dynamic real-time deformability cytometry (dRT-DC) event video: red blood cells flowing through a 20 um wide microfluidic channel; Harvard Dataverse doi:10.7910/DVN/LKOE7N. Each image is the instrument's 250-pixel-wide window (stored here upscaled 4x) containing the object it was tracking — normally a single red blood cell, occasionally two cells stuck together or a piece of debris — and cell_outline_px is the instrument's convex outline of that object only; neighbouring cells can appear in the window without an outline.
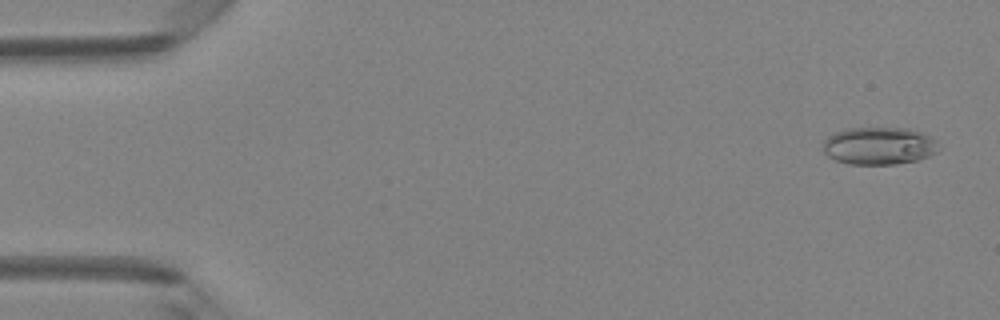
{"species": "Egyptian fruit bat (a non-hibernating species)", "species_latin": "Rousettus aegyptiacus", "temperature_condition": "room temperature", "stored_images_in_passage": 48, "camera_frame_rate_fps": 3000, "um_per_image_px": 0.085, "animal": {"sex": "female"}, "frame": {"image": 1, "passage_image": 2, "time_ms": 0.333, "image_size_px": [1000, 320], "cell_outline_px": [[936, 152], [928, 156], [916, 160], [896, 164], [848, 164], [836, 160], [828, 156], [824, 152], [824, 140], [832, 132], [848, 128], [908, 128], [920, 132], [936, 140]], "centroid_in_image_um": [74.67, 12.39], "position_along_channel_um": 10.3, "area_um2": 25.14}}
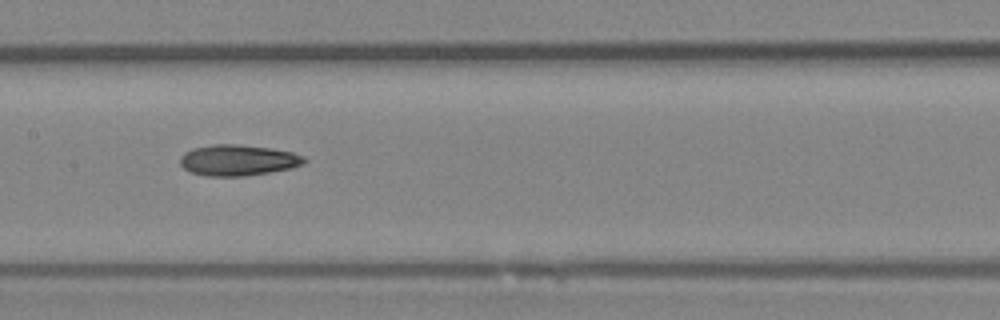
{"frame": {"image": 2, "passage_image": 24, "time_ms": 7.667, "image_size_px": [1000, 320], "cell_outline_px": [[308, 160], [304, 164], [292, 168], [244, 176], [204, 176], [188, 172], [180, 164], [180, 156], [184, 152], [192, 148], [212, 144], [236, 144], [272, 148], [292, 152], [304, 156]], "centroid_in_image_um": [20.21, 13.61], "position_along_channel_um": 187.2, "area_um2": 22.66}}
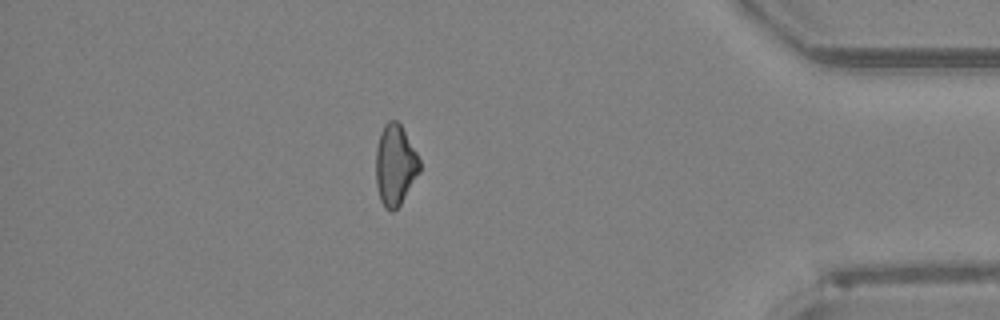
{"frame": {"image": 3, "passage_image": 42, "time_ms": 13.667, "image_size_px": [1000, 320], "cell_outline_px": [[420, 172], [400, 204], [392, 212], [384, 208], [380, 200], [376, 184], [376, 148], [380, 132], [384, 124], [388, 120], [396, 120], [400, 124], [416, 152], [420, 160]], "centroid_in_image_um": [33.57, 14.03], "position_along_channel_um": 401.6, "area_um2": 20.58}, "authors_computed_cell_mechanics": {"area_um2": 22.0796, "velocity_mm_per_s": 4.2191, "shape_relaxation_time_tau1_ms": 10.2137, "shape_relaxation_time_tau2_ms": 4.1054, "deformation_change_tau1": 0.2092, "deformation_change_tau2": 0.1167}}